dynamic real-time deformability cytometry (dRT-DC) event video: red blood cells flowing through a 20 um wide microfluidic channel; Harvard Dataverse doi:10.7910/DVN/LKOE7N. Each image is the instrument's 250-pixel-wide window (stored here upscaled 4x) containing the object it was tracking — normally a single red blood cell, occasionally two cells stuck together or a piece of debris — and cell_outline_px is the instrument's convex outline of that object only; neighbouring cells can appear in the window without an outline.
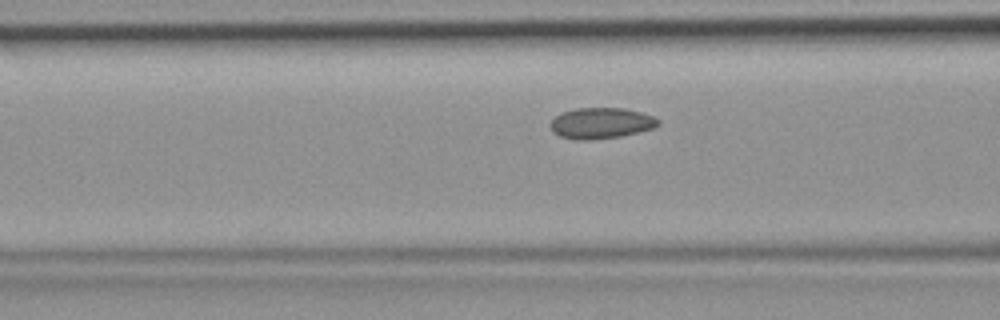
{"species": "common noctule bat (a hibernating species)", "species_latin": "Nyctalus noctula", "temperature_condition": "room temperature", "stored_images_in_passage": 33, "camera_frame_rate_fps": 3000, "um_per_image_px": 0.085, "animal": {"sex": "female", "body_mass_g": 19.9}, "frame": {"image": 1, "passage_image": 10, "time_ms": 3.0, "image_size_px": [1000, 320], "cell_outline_px": [[660, 124], [652, 128], [620, 136], [592, 140], [576, 140], [560, 136], [552, 132], [548, 124], [560, 112], [576, 108], [624, 108], [640, 112], [652, 116], [660, 120]], "centroid_in_image_um": [51.03, 10.47], "position_along_channel_um": 115.6, "area_um2": 19.48}}
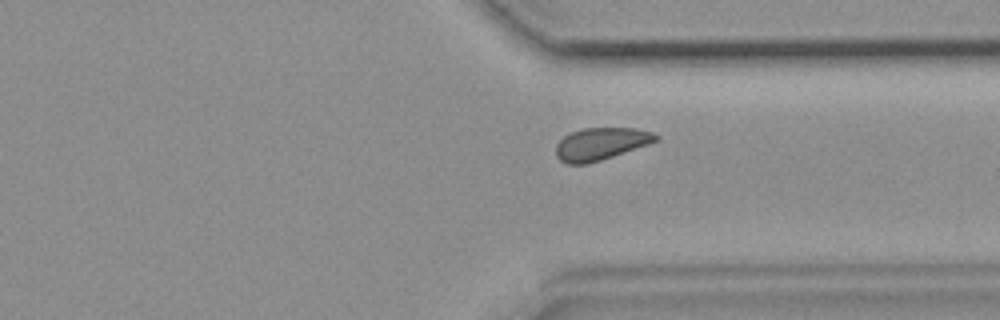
{"frame": {"image": 2, "passage_image": 27, "time_ms": 8.667, "image_size_px": [1000, 320], "cell_outline_px": [[660, 140], [588, 164], [568, 164], [560, 160], [556, 156], [556, 144], [564, 136], [572, 132], [584, 128], [636, 128], [652, 132], [660, 136]], "centroid_in_image_um": [51.07, 12.22], "position_along_channel_um": 360.3, "area_um2": 18.73}}
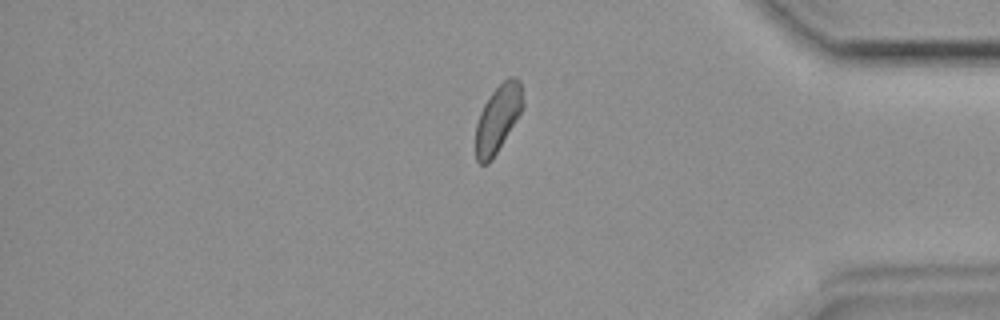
{"frame": {"image": 3, "passage_image": 31, "time_ms": 10.0, "image_size_px": [1000, 320], "cell_outline_px": [[524, 108], [492, 160], [488, 164], [480, 164], [476, 160], [476, 124], [480, 112], [484, 104], [492, 92], [508, 76], [516, 76], [520, 80], [524, 100]], "centroid_in_image_um": [42.34, 10.05], "position_along_channel_um": 392.9, "area_um2": 18.67}}